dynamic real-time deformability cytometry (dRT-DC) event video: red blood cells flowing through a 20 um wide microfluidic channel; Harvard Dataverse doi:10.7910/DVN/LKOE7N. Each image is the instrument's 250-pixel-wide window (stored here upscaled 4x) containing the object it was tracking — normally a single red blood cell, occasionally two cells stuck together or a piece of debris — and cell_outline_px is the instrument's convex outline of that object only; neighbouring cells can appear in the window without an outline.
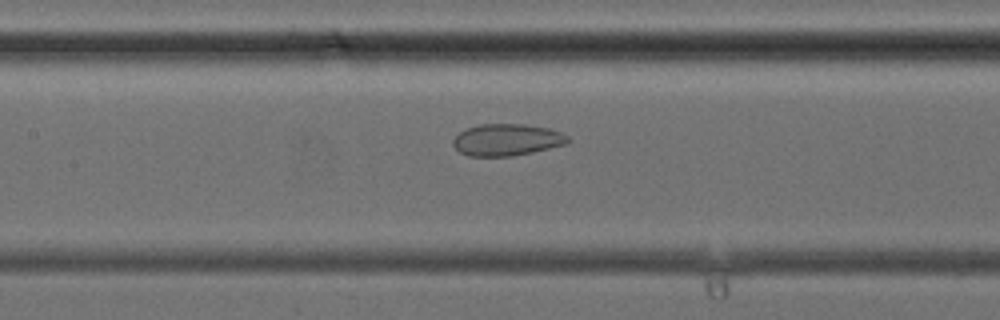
{"species": "common noctule bat (a hibernating species)", "species_latin": "Nyctalus noctula", "temperature_condition": "cold", "stored_images_in_passage": 39, "camera_frame_rate_fps": 3000, "um_per_image_px": 0.085, "animal": {"sex": "female", "body_mass_g": 24.6, "forearm_length_mm": 56.2}, "frame": {"image": 1, "passage_image": 18, "time_ms": 5.667, "image_size_px": [1000, 320], "cell_outline_px": [[568, 144], [532, 152], [512, 156], [468, 156], [460, 152], [452, 144], [452, 140], [464, 128], [480, 124], [524, 124], [548, 128], [560, 132], [568, 136]], "centroid_in_image_um": [43.06, 11.88], "position_along_channel_um": 164.3, "area_um2": 21.33}}
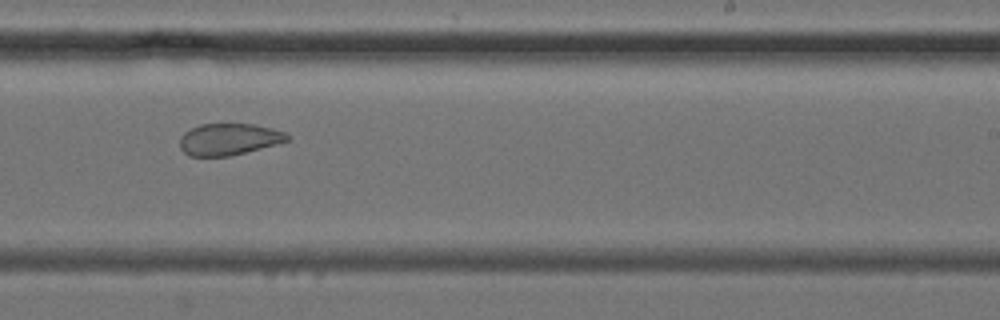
{"frame": {"image": 2, "passage_image": 24, "time_ms": 7.667, "image_size_px": [1000, 320], "cell_outline_px": [[292, 136], [288, 140], [276, 144], [228, 156], [188, 156], [180, 148], [180, 136], [184, 132], [200, 124], [252, 124], [272, 128], [288, 132]], "centroid_in_image_um": [19.46, 11.83], "position_along_channel_um": 269.5, "area_um2": 19.83}}
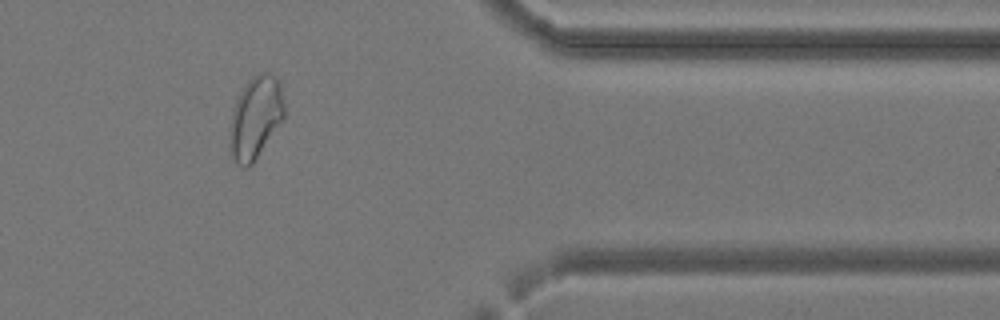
{"frame": {"image": 3, "passage_image": 32, "time_ms": 10.333, "image_size_px": [1000, 320], "cell_outline_px": [[284, 120], [252, 164], [248, 168], [244, 168], [236, 164], [228, 152], [228, 144], [232, 108], [240, 92], [248, 80], [252, 76], [260, 72], [268, 72], [276, 76], [280, 84], [284, 104]], "centroid_in_image_um": [21.69, 10.03], "position_along_channel_um": 389.7, "area_um2": 26.82}}